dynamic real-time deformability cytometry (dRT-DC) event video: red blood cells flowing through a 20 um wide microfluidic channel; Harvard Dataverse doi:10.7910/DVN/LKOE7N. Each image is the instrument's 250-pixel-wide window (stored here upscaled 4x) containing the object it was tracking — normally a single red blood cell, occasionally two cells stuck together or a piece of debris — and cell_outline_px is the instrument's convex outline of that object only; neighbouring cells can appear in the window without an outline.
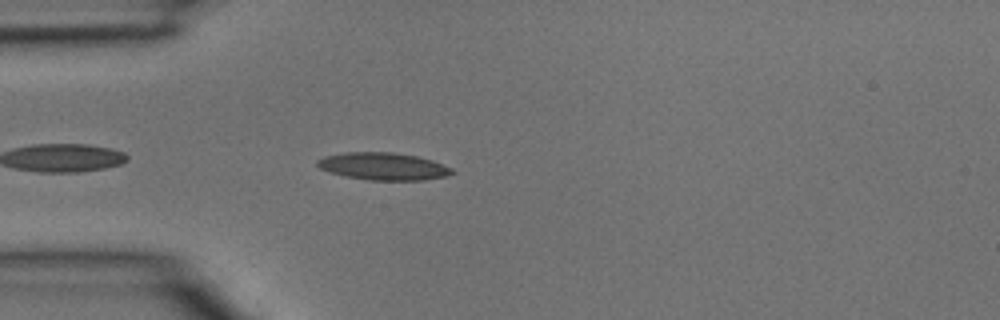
{"species": "common noctule bat (a hibernating species)", "species_latin": "Nyctalus noctula", "temperature_condition": "room temperature", "stored_images_in_passage": 4, "camera_frame_rate_fps": 3000, "um_per_image_px": 0.085, "animal": {"sex": "male", "body_mass_g": 15.6}, "frame": {"image": 1, "passage_image": 4, "time_ms": 1.0, "image_size_px": [1000, 320], "cell_outline_px": [[456, 172], [444, 176], [424, 180], [368, 180], [344, 176], [320, 168], [316, 164], [316, 160], [324, 156], [344, 152], [392, 152], [416, 156], [432, 160], [452, 168]], "centroid_in_image_um": [32.57, 14.13], "position_along_channel_um": 52.4, "area_um2": 21.44}}